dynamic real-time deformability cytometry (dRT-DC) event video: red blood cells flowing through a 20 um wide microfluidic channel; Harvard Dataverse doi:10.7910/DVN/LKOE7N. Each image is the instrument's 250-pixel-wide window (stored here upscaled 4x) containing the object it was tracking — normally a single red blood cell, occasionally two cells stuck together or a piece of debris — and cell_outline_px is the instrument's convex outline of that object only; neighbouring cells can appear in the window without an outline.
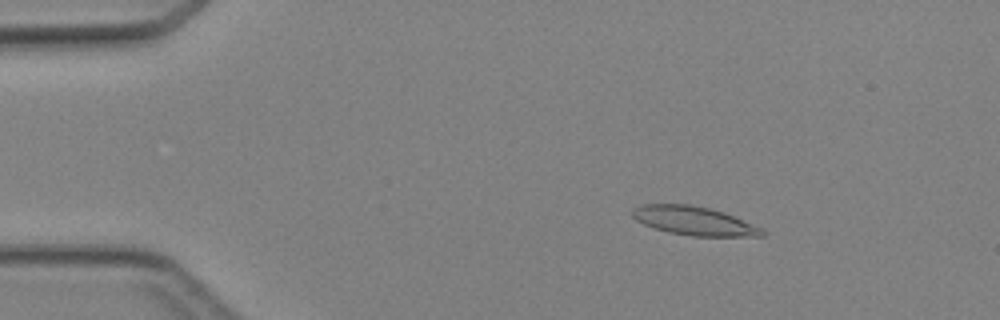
{"species": "Egyptian fruit bat (a non-hibernating species)", "species_latin": "Rousettus aegyptiacus", "temperature_condition": "cold", "stored_images_in_passage": 6, "camera_frame_rate_fps": 3000, "um_per_image_px": 0.085, "animal": {"sex": "female"}, "frame": {"image": 1, "passage_image": 3, "time_ms": 2.333, "image_size_px": [1000, 320], "cell_outline_px": [[768, 232], [764, 236], [692, 236], [668, 232], [652, 228], [636, 220], [632, 216], [632, 208], [640, 204], [688, 204], [708, 208], [724, 212], [764, 228]], "centroid_in_image_um": [59.01, 18.77], "position_along_channel_um": 26.0, "area_um2": 21.96}}
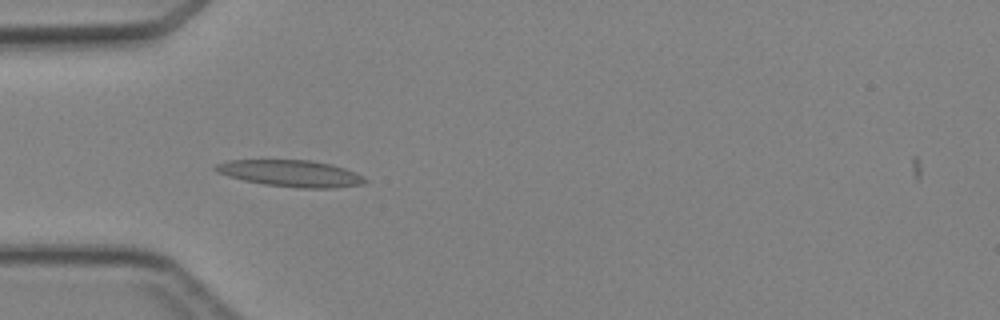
{"frame": {"image": 2, "passage_image": 5, "time_ms": 4.667, "image_size_px": [1000, 320], "cell_outline_px": [[368, 180], [364, 184], [332, 188], [300, 188], [264, 184], [244, 180], [228, 176], [216, 172], [212, 168], [216, 164], [228, 160], [312, 160], [332, 164], [356, 172], [364, 176]], "centroid_in_image_um": [24.74, 14.73], "position_along_channel_um": 60.3, "area_um2": 23.29}}
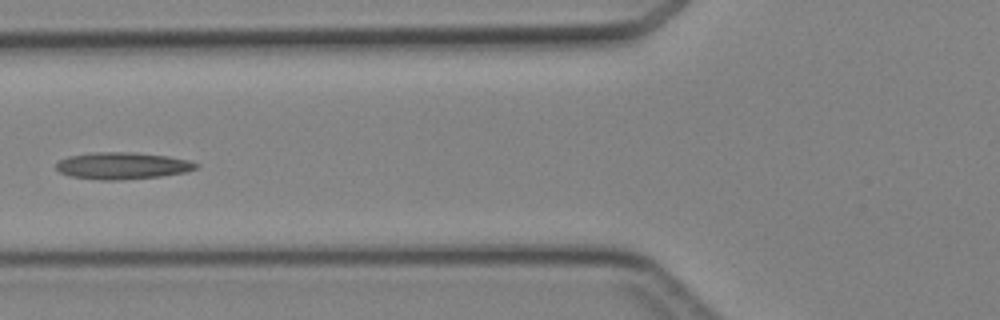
{"frame": {"image": 3, "passage_image": 6, "time_ms": 6.0, "image_size_px": [1000, 320], "cell_outline_px": [[200, 164], [196, 168], [184, 172], [160, 176], [120, 180], [100, 180], [72, 176], [60, 172], [56, 168], [56, 164], [60, 160], [68, 156], [92, 152], [132, 152], [168, 156], [188, 160]], "centroid_in_image_um": [10.39, 14.08], "position_along_channel_um": 115.4, "area_um2": 21.79}}